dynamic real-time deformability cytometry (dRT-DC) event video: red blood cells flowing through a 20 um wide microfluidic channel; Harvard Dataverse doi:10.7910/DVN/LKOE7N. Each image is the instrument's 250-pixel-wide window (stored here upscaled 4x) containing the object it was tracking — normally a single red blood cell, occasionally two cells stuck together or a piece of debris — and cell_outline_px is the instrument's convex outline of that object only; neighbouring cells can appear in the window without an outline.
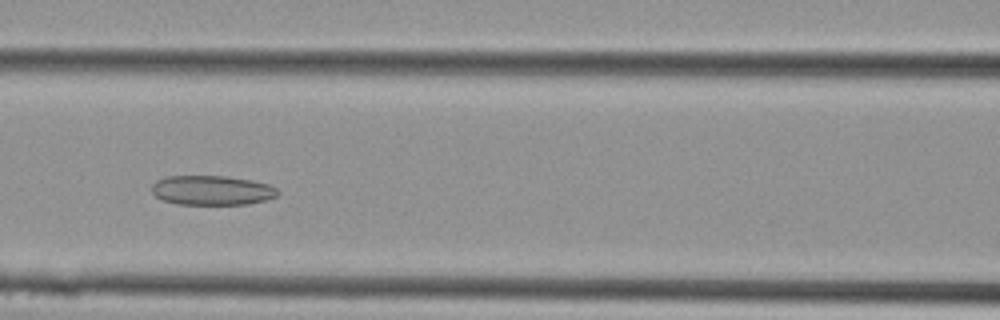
{"species": "Egyptian fruit bat (a non-hibernating species)", "species_latin": "Rousettus aegyptiacus", "temperature_condition": "cold", "stored_images_in_passage": 13, "camera_frame_rate_fps": 3000, "um_per_image_px": 0.085, "animal": {"sex": "female"}, "frame": {"image": 1, "passage_image": 10, "time_ms": 3.0, "image_size_px": [1000, 320], "cell_outline_px": [[280, 192], [276, 196], [264, 200], [248, 204], [176, 204], [164, 200], [156, 196], [152, 192], [152, 184], [156, 180], [168, 176], [224, 176], [248, 180], [268, 184], [276, 188]], "centroid_in_image_um": [17.99, 16.17], "position_along_channel_um": 148.6, "area_um2": 21.5}}
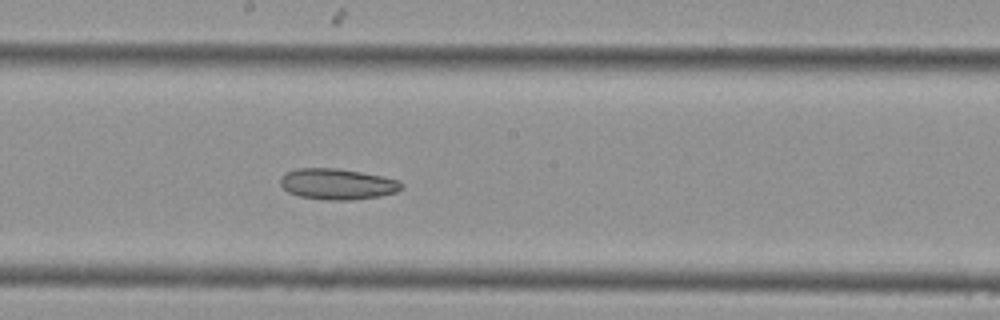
{"frame": {"image": 2, "passage_image": 13, "time_ms": 4.0, "image_size_px": [1000, 320], "cell_outline_px": [[404, 184], [396, 192], [380, 196], [352, 200], [328, 200], [300, 196], [288, 192], [280, 184], [280, 176], [284, 172], [296, 168], [336, 168], [384, 176], [400, 180]], "centroid_in_image_um": [28.67, 15.63], "position_along_channel_um": 219.5, "area_um2": 21.96}}